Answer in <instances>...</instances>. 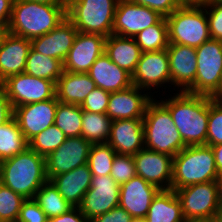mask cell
I'll return each mask as SVG.
<instances>
[{"mask_svg": "<svg viewBox=\"0 0 222 222\" xmlns=\"http://www.w3.org/2000/svg\"><path fill=\"white\" fill-rule=\"evenodd\" d=\"M159 101L171 113L181 139L186 146L206 145L209 96L177 91Z\"/></svg>", "mask_w": 222, "mask_h": 222, "instance_id": "1", "label": "cell"}, {"mask_svg": "<svg viewBox=\"0 0 222 222\" xmlns=\"http://www.w3.org/2000/svg\"><path fill=\"white\" fill-rule=\"evenodd\" d=\"M66 18L65 4L14 0L7 31L32 40L49 33Z\"/></svg>", "mask_w": 222, "mask_h": 222, "instance_id": "2", "label": "cell"}, {"mask_svg": "<svg viewBox=\"0 0 222 222\" xmlns=\"http://www.w3.org/2000/svg\"><path fill=\"white\" fill-rule=\"evenodd\" d=\"M47 181L45 157L29 147L0 162V183L25 199H33Z\"/></svg>", "mask_w": 222, "mask_h": 222, "instance_id": "3", "label": "cell"}, {"mask_svg": "<svg viewBox=\"0 0 222 222\" xmlns=\"http://www.w3.org/2000/svg\"><path fill=\"white\" fill-rule=\"evenodd\" d=\"M218 176L211 146H186L173 157L171 190L216 181Z\"/></svg>", "mask_w": 222, "mask_h": 222, "instance_id": "4", "label": "cell"}, {"mask_svg": "<svg viewBox=\"0 0 222 222\" xmlns=\"http://www.w3.org/2000/svg\"><path fill=\"white\" fill-rule=\"evenodd\" d=\"M144 147L172 157L186 147L169 110L157 99L147 106L143 117Z\"/></svg>", "mask_w": 222, "mask_h": 222, "instance_id": "5", "label": "cell"}, {"mask_svg": "<svg viewBox=\"0 0 222 222\" xmlns=\"http://www.w3.org/2000/svg\"><path fill=\"white\" fill-rule=\"evenodd\" d=\"M169 44L197 48L211 39L203 5L185 4L166 17Z\"/></svg>", "mask_w": 222, "mask_h": 222, "instance_id": "6", "label": "cell"}, {"mask_svg": "<svg viewBox=\"0 0 222 222\" xmlns=\"http://www.w3.org/2000/svg\"><path fill=\"white\" fill-rule=\"evenodd\" d=\"M118 0H73L67 5V18L78 32L113 34V23Z\"/></svg>", "mask_w": 222, "mask_h": 222, "instance_id": "7", "label": "cell"}, {"mask_svg": "<svg viewBox=\"0 0 222 222\" xmlns=\"http://www.w3.org/2000/svg\"><path fill=\"white\" fill-rule=\"evenodd\" d=\"M195 94L215 98L222 89V41L210 39L196 48Z\"/></svg>", "mask_w": 222, "mask_h": 222, "instance_id": "8", "label": "cell"}, {"mask_svg": "<svg viewBox=\"0 0 222 222\" xmlns=\"http://www.w3.org/2000/svg\"><path fill=\"white\" fill-rule=\"evenodd\" d=\"M184 218H213L222 213L217 181L192 184L175 191Z\"/></svg>", "mask_w": 222, "mask_h": 222, "instance_id": "9", "label": "cell"}, {"mask_svg": "<svg viewBox=\"0 0 222 222\" xmlns=\"http://www.w3.org/2000/svg\"><path fill=\"white\" fill-rule=\"evenodd\" d=\"M0 86L5 90L13 109L56 97V83L26 73L12 75Z\"/></svg>", "mask_w": 222, "mask_h": 222, "instance_id": "10", "label": "cell"}, {"mask_svg": "<svg viewBox=\"0 0 222 222\" xmlns=\"http://www.w3.org/2000/svg\"><path fill=\"white\" fill-rule=\"evenodd\" d=\"M132 84L153 93V96L162 86L165 87V91L168 87V90H171L167 50L142 52L136 70L132 74Z\"/></svg>", "mask_w": 222, "mask_h": 222, "instance_id": "11", "label": "cell"}, {"mask_svg": "<svg viewBox=\"0 0 222 222\" xmlns=\"http://www.w3.org/2000/svg\"><path fill=\"white\" fill-rule=\"evenodd\" d=\"M120 185L107 176H92L91 186L79 206L88 221L119 206Z\"/></svg>", "mask_w": 222, "mask_h": 222, "instance_id": "12", "label": "cell"}, {"mask_svg": "<svg viewBox=\"0 0 222 222\" xmlns=\"http://www.w3.org/2000/svg\"><path fill=\"white\" fill-rule=\"evenodd\" d=\"M163 16L152 9L135 4L129 0H118L113 34L121 37L134 38L140 31L157 24Z\"/></svg>", "mask_w": 222, "mask_h": 222, "instance_id": "13", "label": "cell"}, {"mask_svg": "<svg viewBox=\"0 0 222 222\" xmlns=\"http://www.w3.org/2000/svg\"><path fill=\"white\" fill-rule=\"evenodd\" d=\"M91 145L82 136L66 138L61 146L45 157L48 180L87 164Z\"/></svg>", "mask_w": 222, "mask_h": 222, "instance_id": "14", "label": "cell"}, {"mask_svg": "<svg viewBox=\"0 0 222 222\" xmlns=\"http://www.w3.org/2000/svg\"><path fill=\"white\" fill-rule=\"evenodd\" d=\"M166 50L169 58L170 84L173 85V90L195 94L196 48L169 44Z\"/></svg>", "mask_w": 222, "mask_h": 222, "instance_id": "15", "label": "cell"}, {"mask_svg": "<svg viewBox=\"0 0 222 222\" xmlns=\"http://www.w3.org/2000/svg\"><path fill=\"white\" fill-rule=\"evenodd\" d=\"M106 38L100 34L78 32L63 62V70L88 73L96 59L105 52Z\"/></svg>", "mask_w": 222, "mask_h": 222, "instance_id": "16", "label": "cell"}, {"mask_svg": "<svg viewBox=\"0 0 222 222\" xmlns=\"http://www.w3.org/2000/svg\"><path fill=\"white\" fill-rule=\"evenodd\" d=\"M136 175L157 186L170 190L172 182L173 157L145 147L133 155Z\"/></svg>", "mask_w": 222, "mask_h": 222, "instance_id": "17", "label": "cell"}, {"mask_svg": "<svg viewBox=\"0 0 222 222\" xmlns=\"http://www.w3.org/2000/svg\"><path fill=\"white\" fill-rule=\"evenodd\" d=\"M154 96L144 89L131 85L121 91L111 92L106 115L113 120L143 119L148 104Z\"/></svg>", "mask_w": 222, "mask_h": 222, "instance_id": "18", "label": "cell"}, {"mask_svg": "<svg viewBox=\"0 0 222 222\" xmlns=\"http://www.w3.org/2000/svg\"><path fill=\"white\" fill-rule=\"evenodd\" d=\"M58 103L55 97L14 108V117L28 142L54 124Z\"/></svg>", "mask_w": 222, "mask_h": 222, "instance_id": "19", "label": "cell"}, {"mask_svg": "<svg viewBox=\"0 0 222 222\" xmlns=\"http://www.w3.org/2000/svg\"><path fill=\"white\" fill-rule=\"evenodd\" d=\"M160 189L139 176L120 185L119 206L133 218H145Z\"/></svg>", "mask_w": 222, "mask_h": 222, "instance_id": "20", "label": "cell"}, {"mask_svg": "<svg viewBox=\"0 0 222 222\" xmlns=\"http://www.w3.org/2000/svg\"><path fill=\"white\" fill-rule=\"evenodd\" d=\"M31 40L6 32L0 43V84L12 75L24 73Z\"/></svg>", "mask_w": 222, "mask_h": 222, "instance_id": "21", "label": "cell"}, {"mask_svg": "<svg viewBox=\"0 0 222 222\" xmlns=\"http://www.w3.org/2000/svg\"><path fill=\"white\" fill-rule=\"evenodd\" d=\"M78 33L74 24L66 18L49 33L31 40V47L42 55L64 62Z\"/></svg>", "mask_w": 222, "mask_h": 222, "instance_id": "22", "label": "cell"}, {"mask_svg": "<svg viewBox=\"0 0 222 222\" xmlns=\"http://www.w3.org/2000/svg\"><path fill=\"white\" fill-rule=\"evenodd\" d=\"M107 143L116 154L135 155L144 148L143 119L113 120Z\"/></svg>", "mask_w": 222, "mask_h": 222, "instance_id": "23", "label": "cell"}, {"mask_svg": "<svg viewBox=\"0 0 222 222\" xmlns=\"http://www.w3.org/2000/svg\"><path fill=\"white\" fill-rule=\"evenodd\" d=\"M88 74L96 87L110 93L133 85L132 75L112 62L105 52L96 59Z\"/></svg>", "mask_w": 222, "mask_h": 222, "instance_id": "24", "label": "cell"}, {"mask_svg": "<svg viewBox=\"0 0 222 222\" xmlns=\"http://www.w3.org/2000/svg\"><path fill=\"white\" fill-rule=\"evenodd\" d=\"M50 181L70 205L79 207L91 186L92 173L87 163L70 172L54 176Z\"/></svg>", "mask_w": 222, "mask_h": 222, "instance_id": "25", "label": "cell"}, {"mask_svg": "<svg viewBox=\"0 0 222 222\" xmlns=\"http://www.w3.org/2000/svg\"><path fill=\"white\" fill-rule=\"evenodd\" d=\"M96 88L88 73L62 72L56 82V98L60 103L81 106L86 96Z\"/></svg>", "mask_w": 222, "mask_h": 222, "instance_id": "26", "label": "cell"}, {"mask_svg": "<svg viewBox=\"0 0 222 222\" xmlns=\"http://www.w3.org/2000/svg\"><path fill=\"white\" fill-rule=\"evenodd\" d=\"M105 53L112 62L132 75L142 52L134 38L111 34L105 41Z\"/></svg>", "mask_w": 222, "mask_h": 222, "instance_id": "27", "label": "cell"}, {"mask_svg": "<svg viewBox=\"0 0 222 222\" xmlns=\"http://www.w3.org/2000/svg\"><path fill=\"white\" fill-rule=\"evenodd\" d=\"M179 199L174 190H160L153 198L146 222H184Z\"/></svg>", "mask_w": 222, "mask_h": 222, "instance_id": "28", "label": "cell"}, {"mask_svg": "<svg viewBox=\"0 0 222 222\" xmlns=\"http://www.w3.org/2000/svg\"><path fill=\"white\" fill-rule=\"evenodd\" d=\"M29 142L13 116L0 127V162L25 151Z\"/></svg>", "mask_w": 222, "mask_h": 222, "instance_id": "29", "label": "cell"}, {"mask_svg": "<svg viewBox=\"0 0 222 222\" xmlns=\"http://www.w3.org/2000/svg\"><path fill=\"white\" fill-rule=\"evenodd\" d=\"M62 72L63 63L60 60L42 55L31 47L24 73L56 83Z\"/></svg>", "mask_w": 222, "mask_h": 222, "instance_id": "30", "label": "cell"}, {"mask_svg": "<svg viewBox=\"0 0 222 222\" xmlns=\"http://www.w3.org/2000/svg\"><path fill=\"white\" fill-rule=\"evenodd\" d=\"M111 122L106 114L83 110L81 136L91 144L107 143Z\"/></svg>", "mask_w": 222, "mask_h": 222, "instance_id": "31", "label": "cell"}, {"mask_svg": "<svg viewBox=\"0 0 222 222\" xmlns=\"http://www.w3.org/2000/svg\"><path fill=\"white\" fill-rule=\"evenodd\" d=\"M33 199L41 207L48 219L60 216L73 208L49 180L35 193Z\"/></svg>", "mask_w": 222, "mask_h": 222, "instance_id": "32", "label": "cell"}, {"mask_svg": "<svg viewBox=\"0 0 222 222\" xmlns=\"http://www.w3.org/2000/svg\"><path fill=\"white\" fill-rule=\"evenodd\" d=\"M141 52L161 51L169 46L168 24L163 17L157 24L140 31L134 37Z\"/></svg>", "mask_w": 222, "mask_h": 222, "instance_id": "33", "label": "cell"}, {"mask_svg": "<svg viewBox=\"0 0 222 222\" xmlns=\"http://www.w3.org/2000/svg\"><path fill=\"white\" fill-rule=\"evenodd\" d=\"M82 108L79 105L58 103L54 124L67 138L80 137L82 131Z\"/></svg>", "mask_w": 222, "mask_h": 222, "instance_id": "34", "label": "cell"}, {"mask_svg": "<svg viewBox=\"0 0 222 222\" xmlns=\"http://www.w3.org/2000/svg\"><path fill=\"white\" fill-rule=\"evenodd\" d=\"M115 155V150L108 143L92 144L88 157L92 176L110 175Z\"/></svg>", "mask_w": 222, "mask_h": 222, "instance_id": "35", "label": "cell"}, {"mask_svg": "<svg viewBox=\"0 0 222 222\" xmlns=\"http://www.w3.org/2000/svg\"><path fill=\"white\" fill-rule=\"evenodd\" d=\"M66 135L55 124L33 137L29 141V148L37 154L46 157L55 151L66 140Z\"/></svg>", "mask_w": 222, "mask_h": 222, "instance_id": "36", "label": "cell"}, {"mask_svg": "<svg viewBox=\"0 0 222 222\" xmlns=\"http://www.w3.org/2000/svg\"><path fill=\"white\" fill-rule=\"evenodd\" d=\"M26 199L0 183V222H16Z\"/></svg>", "mask_w": 222, "mask_h": 222, "instance_id": "37", "label": "cell"}, {"mask_svg": "<svg viewBox=\"0 0 222 222\" xmlns=\"http://www.w3.org/2000/svg\"><path fill=\"white\" fill-rule=\"evenodd\" d=\"M222 143V105L213 97H209V118L206 145Z\"/></svg>", "mask_w": 222, "mask_h": 222, "instance_id": "38", "label": "cell"}, {"mask_svg": "<svg viewBox=\"0 0 222 222\" xmlns=\"http://www.w3.org/2000/svg\"><path fill=\"white\" fill-rule=\"evenodd\" d=\"M110 176L119 185L128 182L136 176L133 155L116 154L113 160Z\"/></svg>", "mask_w": 222, "mask_h": 222, "instance_id": "39", "label": "cell"}, {"mask_svg": "<svg viewBox=\"0 0 222 222\" xmlns=\"http://www.w3.org/2000/svg\"><path fill=\"white\" fill-rule=\"evenodd\" d=\"M205 8L211 39L222 41V4L207 2Z\"/></svg>", "mask_w": 222, "mask_h": 222, "instance_id": "40", "label": "cell"}, {"mask_svg": "<svg viewBox=\"0 0 222 222\" xmlns=\"http://www.w3.org/2000/svg\"><path fill=\"white\" fill-rule=\"evenodd\" d=\"M109 98L110 92L96 87L86 96L81 108L84 111L106 114Z\"/></svg>", "mask_w": 222, "mask_h": 222, "instance_id": "41", "label": "cell"}, {"mask_svg": "<svg viewBox=\"0 0 222 222\" xmlns=\"http://www.w3.org/2000/svg\"><path fill=\"white\" fill-rule=\"evenodd\" d=\"M16 222H48V218L34 199H26L21 205Z\"/></svg>", "mask_w": 222, "mask_h": 222, "instance_id": "42", "label": "cell"}, {"mask_svg": "<svg viewBox=\"0 0 222 222\" xmlns=\"http://www.w3.org/2000/svg\"><path fill=\"white\" fill-rule=\"evenodd\" d=\"M132 3L146 6L158 12L163 17H168L182 4L179 0H129Z\"/></svg>", "mask_w": 222, "mask_h": 222, "instance_id": "43", "label": "cell"}, {"mask_svg": "<svg viewBox=\"0 0 222 222\" xmlns=\"http://www.w3.org/2000/svg\"><path fill=\"white\" fill-rule=\"evenodd\" d=\"M132 218L123 208L117 206L109 212L93 218L89 222H130Z\"/></svg>", "mask_w": 222, "mask_h": 222, "instance_id": "44", "label": "cell"}, {"mask_svg": "<svg viewBox=\"0 0 222 222\" xmlns=\"http://www.w3.org/2000/svg\"><path fill=\"white\" fill-rule=\"evenodd\" d=\"M14 116V109L7 98L5 90L0 86V127Z\"/></svg>", "mask_w": 222, "mask_h": 222, "instance_id": "45", "label": "cell"}, {"mask_svg": "<svg viewBox=\"0 0 222 222\" xmlns=\"http://www.w3.org/2000/svg\"><path fill=\"white\" fill-rule=\"evenodd\" d=\"M48 222H89L80 211L79 207H73L68 212L48 219Z\"/></svg>", "mask_w": 222, "mask_h": 222, "instance_id": "46", "label": "cell"}, {"mask_svg": "<svg viewBox=\"0 0 222 222\" xmlns=\"http://www.w3.org/2000/svg\"><path fill=\"white\" fill-rule=\"evenodd\" d=\"M14 0H0V26L7 29Z\"/></svg>", "mask_w": 222, "mask_h": 222, "instance_id": "47", "label": "cell"}, {"mask_svg": "<svg viewBox=\"0 0 222 222\" xmlns=\"http://www.w3.org/2000/svg\"><path fill=\"white\" fill-rule=\"evenodd\" d=\"M213 153H214V159H215V165L217 172L220 175H222V143L211 146Z\"/></svg>", "mask_w": 222, "mask_h": 222, "instance_id": "48", "label": "cell"}, {"mask_svg": "<svg viewBox=\"0 0 222 222\" xmlns=\"http://www.w3.org/2000/svg\"><path fill=\"white\" fill-rule=\"evenodd\" d=\"M182 5L185 4H194V5H202L204 3L209 2L210 0H179Z\"/></svg>", "mask_w": 222, "mask_h": 222, "instance_id": "49", "label": "cell"}, {"mask_svg": "<svg viewBox=\"0 0 222 222\" xmlns=\"http://www.w3.org/2000/svg\"><path fill=\"white\" fill-rule=\"evenodd\" d=\"M184 222H215L213 218H185Z\"/></svg>", "mask_w": 222, "mask_h": 222, "instance_id": "50", "label": "cell"}, {"mask_svg": "<svg viewBox=\"0 0 222 222\" xmlns=\"http://www.w3.org/2000/svg\"><path fill=\"white\" fill-rule=\"evenodd\" d=\"M216 181L218 185V197L222 208V175L218 176Z\"/></svg>", "mask_w": 222, "mask_h": 222, "instance_id": "51", "label": "cell"}, {"mask_svg": "<svg viewBox=\"0 0 222 222\" xmlns=\"http://www.w3.org/2000/svg\"><path fill=\"white\" fill-rule=\"evenodd\" d=\"M28 1L47 3V4H65L63 0H28Z\"/></svg>", "mask_w": 222, "mask_h": 222, "instance_id": "52", "label": "cell"}, {"mask_svg": "<svg viewBox=\"0 0 222 222\" xmlns=\"http://www.w3.org/2000/svg\"><path fill=\"white\" fill-rule=\"evenodd\" d=\"M6 32H7V29L5 27L0 26V43Z\"/></svg>", "mask_w": 222, "mask_h": 222, "instance_id": "53", "label": "cell"}, {"mask_svg": "<svg viewBox=\"0 0 222 222\" xmlns=\"http://www.w3.org/2000/svg\"><path fill=\"white\" fill-rule=\"evenodd\" d=\"M130 222H146L145 218H132Z\"/></svg>", "mask_w": 222, "mask_h": 222, "instance_id": "54", "label": "cell"}, {"mask_svg": "<svg viewBox=\"0 0 222 222\" xmlns=\"http://www.w3.org/2000/svg\"><path fill=\"white\" fill-rule=\"evenodd\" d=\"M215 222H222V213L215 218Z\"/></svg>", "mask_w": 222, "mask_h": 222, "instance_id": "55", "label": "cell"}, {"mask_svg": "<svg viewBox=\"0 0 222 222\" xmlns=\"http://www.w3.org/2000/svg\"><path fill=\"white\" fill-rule=\"evenodd\" d=\"M215 99L222 105V97H215Z\"/></svg>", "mask_w": 222, "mask_h": 222, "instance_id": "56", "label": "cell"}, {"mask_svg": "<svg viewBox=\"0 0 222 222\" xmlns=\"http://www.w3.org/2000/svg\"><path fill=\"white\" fill-rule=\"evenodd\" d=\"M211 2L222 4V0H210Z\"/></svg>", "mask_w": 222, "mask_h": 222, "instance_id": "57", "label": "cell"}, {"mask_svg": "<svg viewBox=\"0 0 222 222\" xmlns=\"http://www.w3.org/2000/svg\"><path fill=\"white\" fill-rule=\"evenodd\" d=\"M63 1H64L65 5L67 6L73 0H63Z\"/></svg>", "mask_w": 222, "mask_h": 222, "instance_id": "58", "label": "cell"}, {"mask_svg": "<svg viewBox=\"0 0 222 222\" xmlns=\"http://www.w3.org/2000/svg\"><path fill=\"white\" fill-rule=\"evenodd\" d=\"M216 97H222V89H221L220 93Z\"/></svg>", "mask_w": 222, "mask_h": 222, "instance_id": "59", "label": "cell"}]
</instances>
